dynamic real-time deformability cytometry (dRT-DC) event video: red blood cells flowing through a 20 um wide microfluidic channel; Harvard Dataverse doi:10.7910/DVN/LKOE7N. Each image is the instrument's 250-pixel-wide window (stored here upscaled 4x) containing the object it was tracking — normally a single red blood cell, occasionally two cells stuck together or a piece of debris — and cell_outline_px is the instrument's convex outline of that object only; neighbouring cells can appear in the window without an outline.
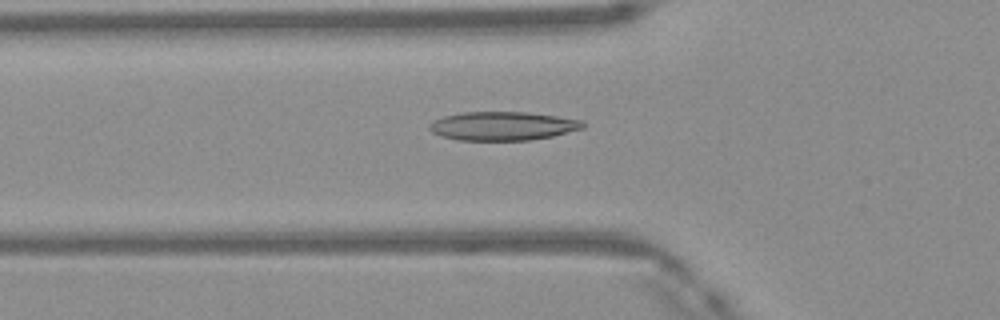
{"species": "Egyptian fruit bat (a non-hibernating species)", "species_latin": "Rousettus aegyptiacus", "temperature_condition": "warm", "stored_images_in_passage": 46, "camera_frame_rate_fps": 3000, "um_per_image_px": 0.085, "frame": {"image": 1, "passage_image": 17, "time_ms": 5.333, "image_size_px": [1000, 320], "cell_outline_px": [[584, 128], [552, 136], [528, 140], [456, 140], [440, 136], [432, 132], [428, 128], [428, 124], [432, 120], [444, 116], [464, 112], [528, 112], [584, 120]], "centroid_in_image_um": [42.7, 10.71], "position_along_channel_um": 83.1, "area_um2": 25.78}}
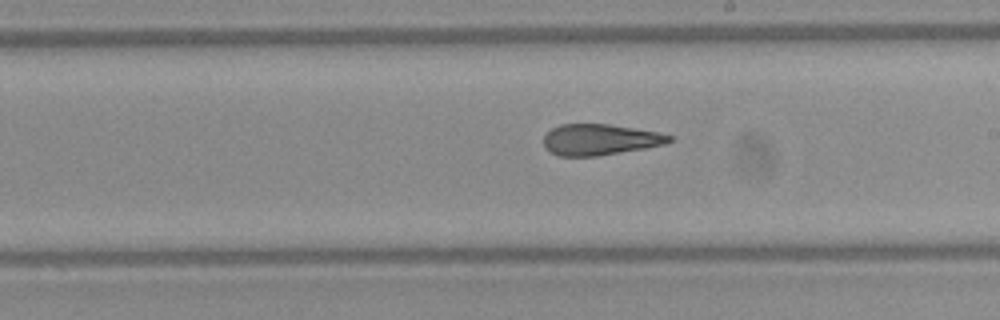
{"frame": {"image": 2, "passage_image": 28, "time_ms": 9.0, "image_size_px": [1000, 320], "cell_outline_px": [[672, 140], [664, 144], [644, 148], [596, 156], [560, 156], [552, 152], [544, 144], [544, 136], [552, 128], [560, 124], [608, 124], [656, 132], [672, 136]], "centroid_in_image_um": [50.97, 11.86], "position_along_channel_um": 238.0, "area_um2": 22.25}}
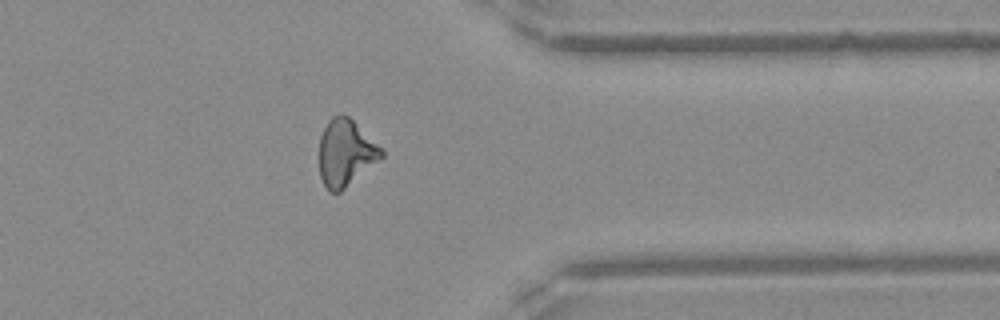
{"frame": {"image": 3, "passage_image": 39, "time_ms": 12.667, "image_size_px": [1000, 320], "cell_outline_px": [[384, 156], [340, 192], [332, 192], [324, 184], [320, 176], [320, 136], [328, 120], [332, 116], [340, 112], [344, 112], [384, 152]], "centroid_in_image_um": [29.35, 12.97], "position_along_channel_um": 382.0, "area_um2": 23.7}, "authors_computed_cell_mechanics": {"area_um2": 23.9581, "velocity_mm_per_s": 4.1909, "shape_relaxation_time_tau1_ms": 9.8684, "shape_relaxation_time_tau2_ms": 2.3375, "deformation_change_tau1": 0.2445, "deformation_change_tau2": 0.1234}}